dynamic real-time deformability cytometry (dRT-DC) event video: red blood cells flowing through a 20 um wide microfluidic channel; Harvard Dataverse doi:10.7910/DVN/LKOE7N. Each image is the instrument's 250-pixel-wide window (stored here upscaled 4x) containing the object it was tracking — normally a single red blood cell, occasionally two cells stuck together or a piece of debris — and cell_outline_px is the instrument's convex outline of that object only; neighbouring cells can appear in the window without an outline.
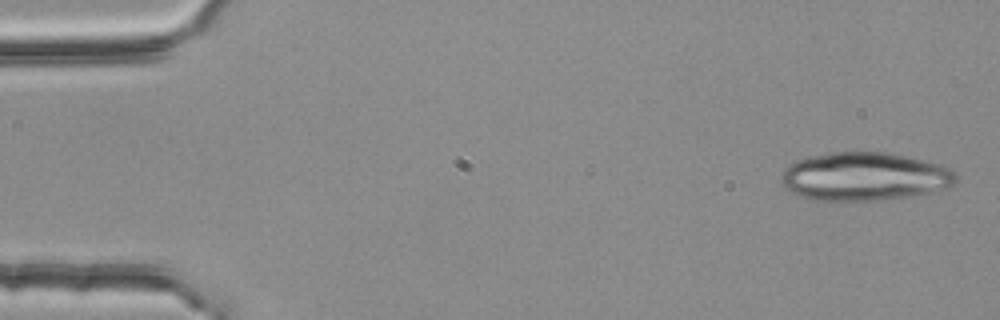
{"species": "common noctule bat (a hibernating species)", "species_latin": "Nyctalus noctula", "temperature_condition": "room temperature", "stored_images_in_passage": 4, "camera_frame_rate_fps": 3000, "um_per_image_px": 0.085, "animal": {"sex": "female", "body_mass_g": 25.1}, "frame": {"image": 1, "passage_image": 1, "time_ms": 0.0, "image_size_px": [1000, 320], "cell_outline_px": [[956, 180], [948, 188], [932, 192], [912, 196], [880, 200], [816, 200], [800, 196], [784, 188], [780, 180], [780, 176], [784, 168], [788, 164], [796, 160], [808, 156], [832, 152], [888, 152], [924, 160], [940, 164], [956, 172]], "centroid_in_image_um": [73.46, 15.0], "position_along_channel_um": 11.5, "area_um2": 49.53}}